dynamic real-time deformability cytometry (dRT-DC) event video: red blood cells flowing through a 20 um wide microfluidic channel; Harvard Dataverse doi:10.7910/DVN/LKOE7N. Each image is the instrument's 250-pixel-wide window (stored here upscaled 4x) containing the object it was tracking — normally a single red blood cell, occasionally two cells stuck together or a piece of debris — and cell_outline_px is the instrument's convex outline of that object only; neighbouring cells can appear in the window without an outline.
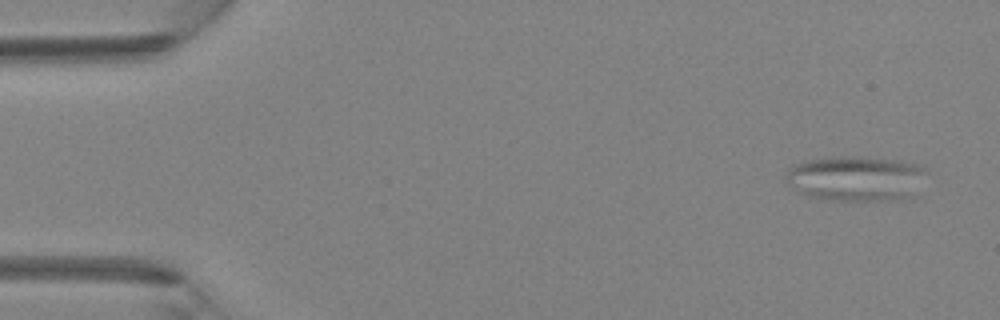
{"species": "Egyptian fruit bat (a non-hibernating species)", "species_latin": "Rousettus aegyptiacus", "temperature_condition": "room temperature", "stored_images_in_passage": 4, "camera_frame_rate_fps": 3000, "um_per_image_px": 0.085, "animal": {"sex": "female"}, "frame": {"image": 1, "passage_image": 1, "time_ms": 0.0, "image_size_px": [1000, 320], "cell_outline_px": [[924, 172], [920, 196], [892, 200], [824, 200], [808, 196], [792, 188], [784, 180], [784, 176], [788, 168], [804, 160], [836, 156], [860, 156], [900, 160], [924, 164]], "centroid_in_image_um": [72.79, 15.17], "position_along_channel_um": 12.2, "area_um2": 38.09}}
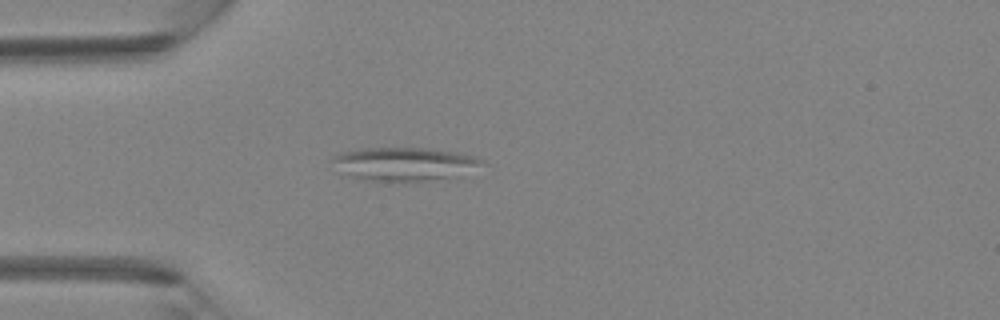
{"frame": {"image": 2, "passage_image": 4, "time_ms": 1.0, "image_size_px": [1000, 320], "cell_outline_px": [[488, 164], [456, 176], [420, 180], [356, 180], [336, 172], [332, 160], [332, 156], [340, 152], [360, 148], [428, 148], [456, 152], [476, 156], [484, 160]], "centroid_in_image_um": [34.3, 13.92], "position_along_channel_um": 50.7, "area_um2": 29.36}}